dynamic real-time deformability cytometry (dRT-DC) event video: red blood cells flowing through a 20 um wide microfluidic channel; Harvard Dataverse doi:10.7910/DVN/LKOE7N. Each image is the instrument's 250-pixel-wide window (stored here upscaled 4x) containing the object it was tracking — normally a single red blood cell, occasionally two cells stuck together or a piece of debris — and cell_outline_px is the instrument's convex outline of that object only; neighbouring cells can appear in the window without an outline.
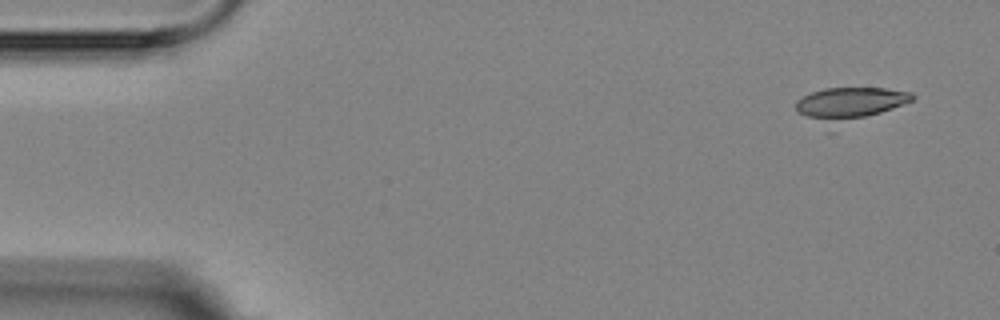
{"species": "Egyptian fruit bat (a non-hibernating species)", "species_latin": "Rousettus aegyptiacus", "temperature_condition": "room temperature", "stored_images_in_passage": 6, "camera_frame_rate_fps": 3000, "um_per_image_px": 0.085, "animal": {"sex": "female"}, "frame": {"image": 1, "passage_image": 1, "time_ms": 0.0, "image_size_px": [1000, 320], "cell_outline_px": [[916, 96], [912, 100], [904, 104], [832, 132], [828, 132], [796, 112], [796, 100], [812, 92], [824, 88], [884, 88], [912, 92]], "centroid_in_image_um": [72.12, 8.95], "position_along_channel_um": 12.9, "area_um2": 24.16}}
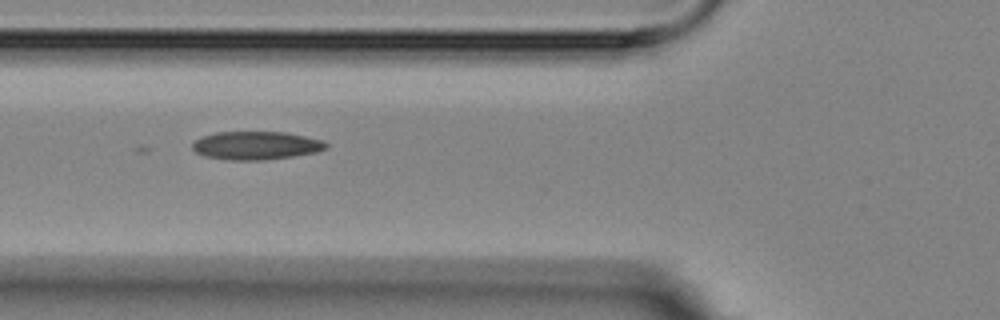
{"frame": {"image": 2, "passage_image": 5, "time_ms": 5.667, "image_size_px": [1000, 320], "cell_outline_px": [[328, 148], [316, 152], [292, 156], [264, 160], [228, 160], [204, 156], [196, 152], [192, 148], [192, 144], [200, 136], [216, 132], [288, 132], [324, 140], [328, 144]], "centroid_in_image_um": [21.78, 12.36], "position_along_channel_um": 104.0, "area_um2": 22.2}}
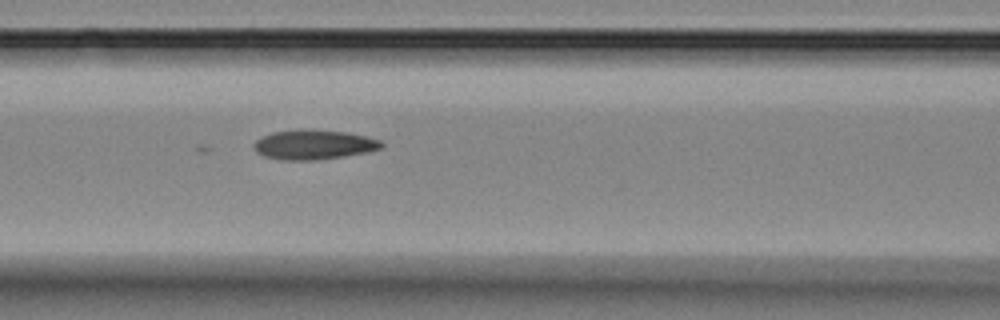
{"frame": {"image": 3, "passage_image": 6, "time_ms": 6.667, "image_size_px": [1000, 320], "cell_outline_px": [[384, 144], [380, 148], [368, 152], [344, 156], [316, 160], [284, 160], [264, 156], [256, 152], [252, 144], [260, 136], [272, 132], [296, 128], [312, 128], [348, 132], [380, 140]], "centroid_in_image_um": [26.62, 12.27], "position_along_channel_um": 140.0, "area_um2": 22.48}}